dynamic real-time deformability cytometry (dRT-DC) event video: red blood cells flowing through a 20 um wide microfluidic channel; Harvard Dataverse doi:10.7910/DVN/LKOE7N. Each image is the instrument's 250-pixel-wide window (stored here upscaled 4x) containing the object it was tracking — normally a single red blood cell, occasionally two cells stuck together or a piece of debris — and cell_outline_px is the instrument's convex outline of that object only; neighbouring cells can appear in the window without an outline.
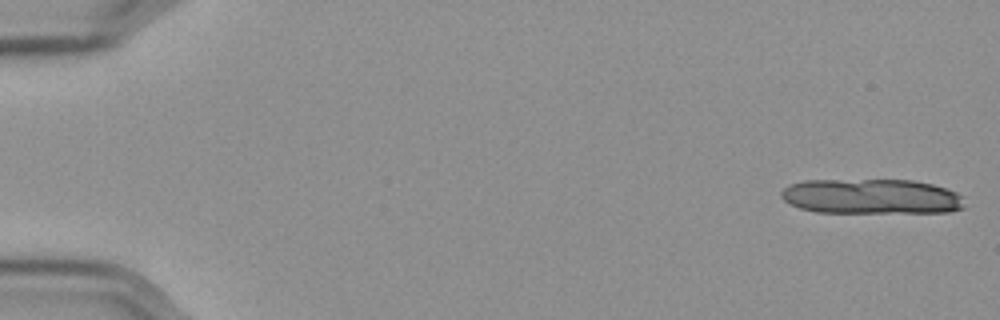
{"species": "Egyptian fruit bat (a non-hibernating species)", "species_latin": "Rousettus aegyptiacus", "temperature_condition": "cold", "stored_images_in_passage": 15, "camera_frame_rate_fps": 3000, "um_per_image_px": 0.085, "frame": {"image": 1, "passage_image": 1, "time_ms": 0.0, "image_size_px": [1000, 320], "cell_outline_px": [[964, 208], [948, 212], [816, 212], [800, 208], [788, 204], [780, 196], [780, 192], [788, 184], [804, 180], [912, 180], [932, 184], [956, 192], [964, 196]], "centroid_in_image_um": [74.05, 16.7], "position_along_channel_um": 11.0, "area_um2": 37.69}}